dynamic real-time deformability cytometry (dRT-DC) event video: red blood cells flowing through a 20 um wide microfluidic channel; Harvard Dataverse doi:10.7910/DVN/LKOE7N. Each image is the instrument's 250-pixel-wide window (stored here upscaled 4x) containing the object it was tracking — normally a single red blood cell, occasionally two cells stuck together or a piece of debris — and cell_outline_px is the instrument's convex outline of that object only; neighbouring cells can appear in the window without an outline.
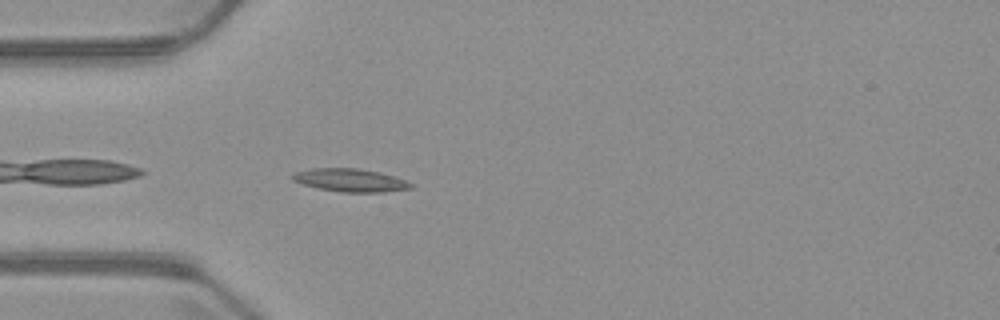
{"species": "common noctule bat (a hibernating species)", "species_latin": "Nyctalus noctula", "temperature_condition": "warm", "stored_images_in_passage": 4, "camera_frame_rate_fps": 3000, "um_per_image_px": 0.085, "animal": {"sex": "male", "body_mass_g": 23.1, "forearm_length_mm": 52.7}, "frame": {"image": 1, "passage_image": 4, "time_ms": 4.333, "image_size_px": [1000, 320], "cell_outline_px": [[412, 188], [380, 192], [344, 192], [320, 188], [304, 184], [292, 180], [292, 176], [296, 172], [312, 168], [360, 168], [380, 172], [404, 180], [412, 184]], "centroid_in_image_um": [29.77, 15.31], "position_along_channel_um": 55.2, "area_um2": 15.55}}